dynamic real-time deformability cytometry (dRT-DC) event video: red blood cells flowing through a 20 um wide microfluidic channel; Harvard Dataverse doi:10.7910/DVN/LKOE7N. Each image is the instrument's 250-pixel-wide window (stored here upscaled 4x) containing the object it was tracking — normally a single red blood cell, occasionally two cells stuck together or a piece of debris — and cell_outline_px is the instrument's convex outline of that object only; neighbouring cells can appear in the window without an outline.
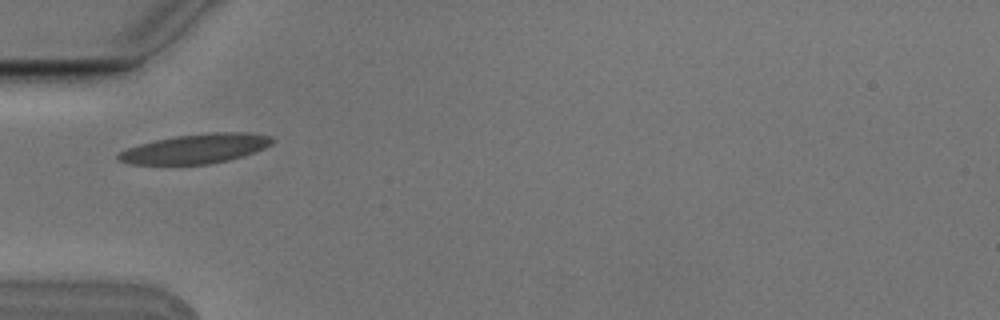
{"species": "Egyptian fruit bat (a non-hibernating species)", "species_latin": "Rousettus aegyptiacus", "temperature_condition": "cold", "stored_images_in_passage": 3, "camera_frame_rate_fps": 3000, "um_per_image_px": 0.085, "animal": {"sex": "male"}, "frame": {"image": 1, "passage_image": 1, "time_ms": 0.0, "image_size_px": [1000, 320], "cell_outline_px": [[276, 140], [272, 144], [264, 148], [228, 160], [208, 164], [132, 164], [120, 160], [116, 156], [120, 152], [128, 148], [140, 144], [156, 140], [176, 136], [212, 132], [244, 132], [268, 136]], "centroid_in_image_um": [16.64, 12.63], "position_along_channel_um": 68.4, "area_um2": 25.95}}
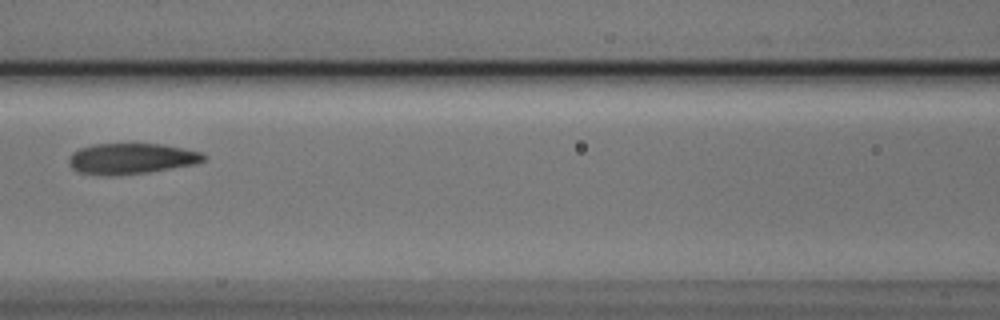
{"frame": {"image": 2, "passage_image": 3, "time_ms": 0.667, "image_size_px": [1000, 320], "cell_outline_px": [[208, 156], [204, 160], [196, 164], [148, 172], [108, 176], [80, 172], [72, 168], [68, 160], [72, 152], [80, 148], [92, 144], [164, 144], [200, 152]], "centroid_in_image_um": [11.17, 13.48], "position_along_channel_um": 155.4, "area_um2": 24.1}}